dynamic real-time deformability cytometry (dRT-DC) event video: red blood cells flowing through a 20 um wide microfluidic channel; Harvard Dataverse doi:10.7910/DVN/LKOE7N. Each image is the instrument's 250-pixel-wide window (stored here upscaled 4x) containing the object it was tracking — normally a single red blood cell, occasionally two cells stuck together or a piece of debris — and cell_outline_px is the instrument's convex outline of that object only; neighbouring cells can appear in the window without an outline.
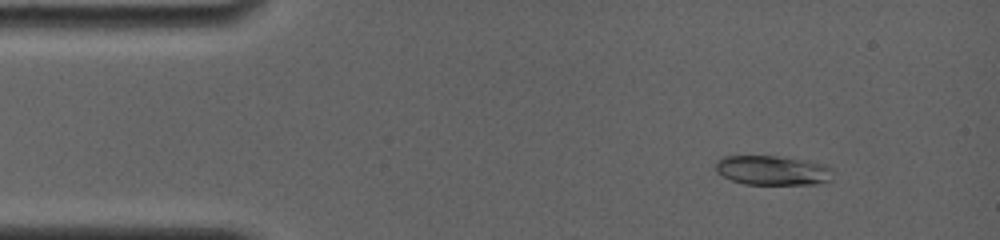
{"species": "common noctule bat (a hibernating species)", "species_latin": "Nyctalus noctula", "temperature_condition": "room temperature", "stored_images_in_passage": 7, "camera_frame_rate_fps": 4000, "um_per_image_px": 0.085, "animal": {"sex": "female", "body_mass_g": 19.0, "forearm_length_mm": 56.7}, "frame": {"image": 1, "passage_image": 3, "time_ms": 1.5, "image_size_px": [1000, 240], "cell_outline_px": [[832, 180], [816, 184], [744, 184], [732, 180], [716, 172], [716, 160], [724, 156], [776, 156], [808, 160], [824, 164], [832, 168]], "centroid_in_image_um": [65.69, 14.48], "position_along_channel_um": 19.3, "area_um2": 20.29}}
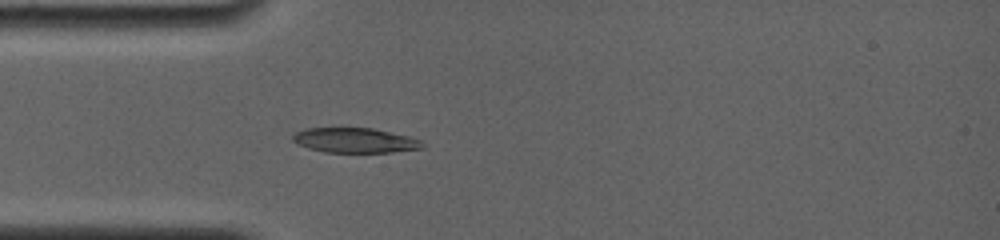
{"frame": {"image": 2, "passage_image": 7, "time_ms": 4.25, "image_size_px": [1000, 240], "cell_outline_px": [[424, 148], [392, 152], [324, 152], [308, 148], [292, 140], [292, 136], [296, 132], [304, 128], [372, 128], [408, 136], [420, 140], [424, 144]], "centroid_in_image_um": [30.17, 11.93], "position_along_channel_um": 54.8, "area_um2": 18.67}}